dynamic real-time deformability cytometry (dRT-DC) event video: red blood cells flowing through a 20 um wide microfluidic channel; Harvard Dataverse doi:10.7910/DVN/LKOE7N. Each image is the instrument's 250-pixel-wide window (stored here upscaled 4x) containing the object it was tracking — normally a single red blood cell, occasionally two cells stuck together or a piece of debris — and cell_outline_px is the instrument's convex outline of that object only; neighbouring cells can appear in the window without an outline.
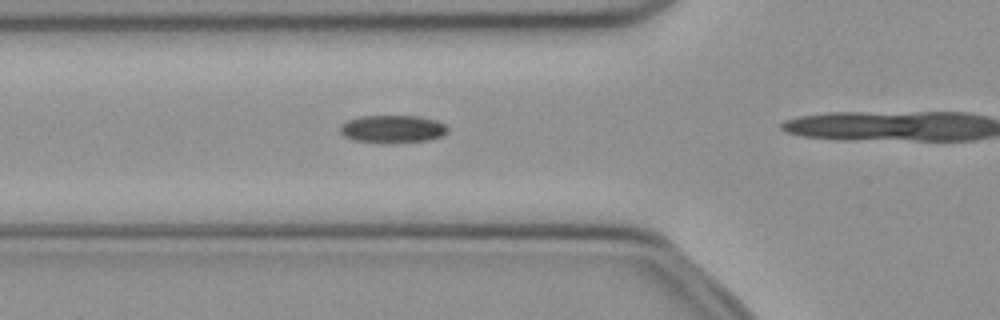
{"species": "common noctule bat (a hibernating species)", "species_latin": "Nyctalus noctula", "temperature_condition": "cold", "stored_images_in_passage": 11, "camera_frame_rate_fps": 3000, "um_per_image_px": 0.085, "animal": {"sex": "female", "body_mass_g": 21.9}, "frame": {"image": 1, "passage_image": 7, "time_ms": 2.0, "image_size_px": [1000, 320], "cell_outline_px": [[448, 132], [444, 136], [428, 140], [392, 144], [384, 144], [352, 140], [344, 136], [340, 132], [340, 124], [348, 120], [360, 116], [416, 116], [436, 120], [444, 124], [448, 128]], "centroid_in_image_um": [33.36, 10.99], "position_along_channel_um": 92.4, "area_um2": 17.8}}
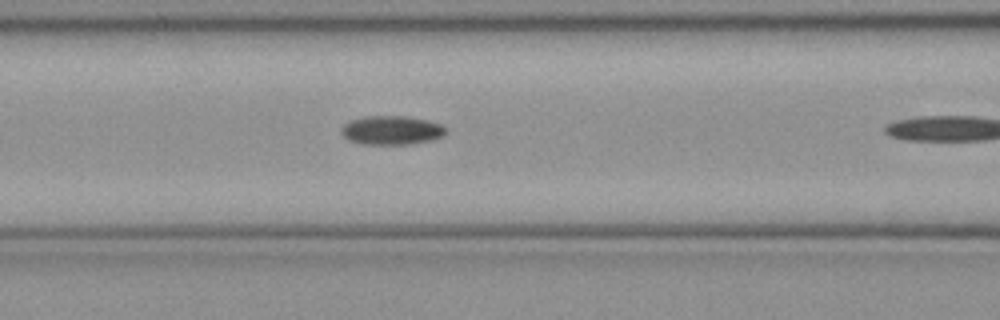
{"frame": {"image": 2, "passage_image": 10, "time_ms": 3.0, "image_size_px": [1000, 320], "cell_outline_px": [[448, 132], [444, 136], [432, 140], [412, 144], [360, 144], [348, 140], [340, 132], [340, 128], [344, 124], [352, 120], [364, 116], [404, 116], [428, 120], [440, 124], [448, 128]], "centroid_in_image_um": [33.31, 11.07], "position_along_channel_um": 133.3, "area_um2": 17.86}}